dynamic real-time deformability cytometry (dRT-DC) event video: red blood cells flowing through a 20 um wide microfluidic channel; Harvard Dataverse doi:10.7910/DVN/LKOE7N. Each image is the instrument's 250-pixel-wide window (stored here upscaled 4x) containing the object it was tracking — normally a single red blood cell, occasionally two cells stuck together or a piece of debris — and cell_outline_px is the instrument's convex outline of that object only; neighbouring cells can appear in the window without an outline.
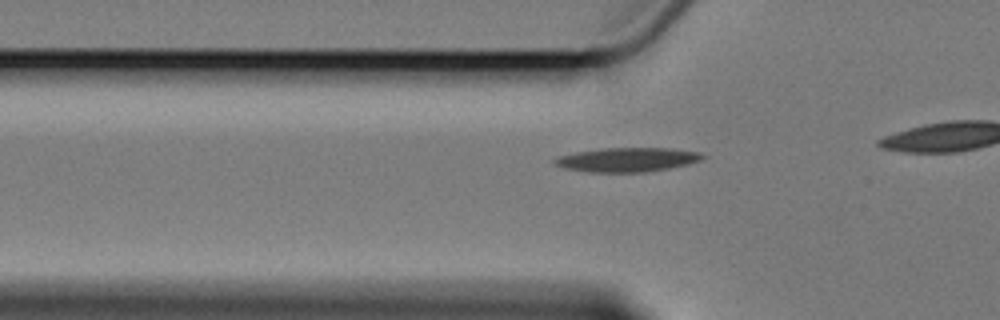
{"species": "Egyptian fruit bat (a non-hibernating species)", "species_latin": "Rousettus aegyptiacus", "temperature_condition": "cold", "stored_images_in_passage": 4, "segment_of_instrument_passage": [2, 2], "camera_frame_rate_fps": 3000, "um_per_image_px": 0.085, "animal": {"sex": "female"}, "frame": {"image": 1, "passage_image": 4, "time_ms": 3.667, "image_size_px": [1000, 320], "cell_outline_px": [[708, 156], [700, 160], [688, 164], [668, 168], [644, 172], [588, 172], [564, 168], [552, 164], [552, 160], [556, 156], [576, 152], [600, 148], [672, 148], [700, 152]], "centroid_in_image_um": [53.28, 13.56], "position_along_channel_um": 72.5, "area_um2": 21.04}}